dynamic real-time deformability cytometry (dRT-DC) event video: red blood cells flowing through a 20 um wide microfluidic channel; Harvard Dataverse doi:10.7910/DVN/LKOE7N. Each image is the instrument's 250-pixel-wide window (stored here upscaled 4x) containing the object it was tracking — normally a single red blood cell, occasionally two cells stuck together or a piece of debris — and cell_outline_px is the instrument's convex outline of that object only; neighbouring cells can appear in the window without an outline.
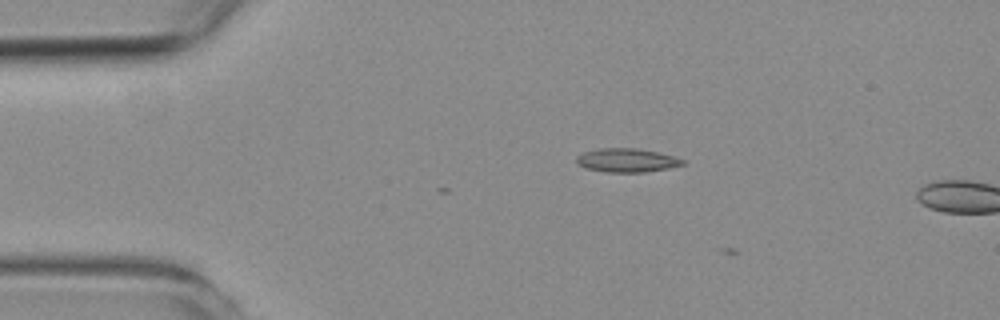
{"species": "common noctule bat (a hibernating species)", "species_latin": "Nyctalus noctula", "temperature_condition": "room temperature", "stored_images_in_passage": 3, "camera_frame_rate_fps": 3000, "um_per_image_px": 0.085, "animal": {"sex": "female", "body_mass_g": 19.3, "forearm_length_mm": 54.1}, "frame": {"image": 1, "passage_image": 2, "time_ms": 0.333, "image_size_px": [1000, 320], "cell_outline_px": [[684, 164], [668, 168], [644, 172], [608, 172], [588, 168], [580, 164], [576, 160], [576, 156], [584, 152], [600, 148], [636, 148], [660, 152], [676, 156], [684, 160]], "centroid_in_image_um": [53.33, 13.61], "position_along_channel_um": 31.7, "area_um2": 14.57}}